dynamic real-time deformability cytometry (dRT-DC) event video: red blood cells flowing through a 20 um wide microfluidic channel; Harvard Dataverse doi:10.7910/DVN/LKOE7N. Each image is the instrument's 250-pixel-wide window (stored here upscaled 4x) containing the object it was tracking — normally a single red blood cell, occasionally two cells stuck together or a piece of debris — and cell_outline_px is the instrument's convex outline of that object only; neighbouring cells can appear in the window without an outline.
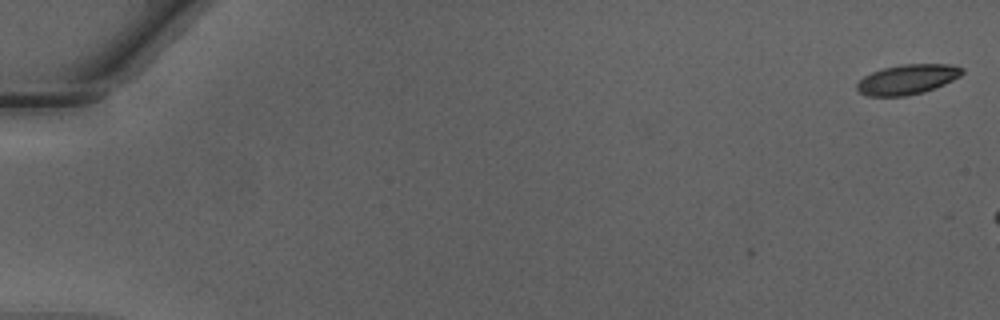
{"species": "Egyptian fruit bat (a non-hibernating species)", "species_latin": "Rousettus aegyptiacus", "temperature_condition": "warm", "stored_images_in_passage": 9, "camera_frame_rate_fps": 3000, "um_per_image_px": 0.085, "animal": {"sex": "male"}, "frame": {"image": 1, "passage_image": 1, "time_ms": 0.0, "image_size_px": [1000, 320], "cell_outline_px": [[964, 72], [960, 76], [936, 88], [924, 92], [904, 96], [868, 96], [860, 92], [856, 88], [856, 84], [864, 76], [872, 72], [884, 68], [904, 64], [948, 64], [964, 68]], "centroid_in_image_um": [77.14, 6.75], "position_along_channel_um": 7.9, "area_um2": 18.26}}